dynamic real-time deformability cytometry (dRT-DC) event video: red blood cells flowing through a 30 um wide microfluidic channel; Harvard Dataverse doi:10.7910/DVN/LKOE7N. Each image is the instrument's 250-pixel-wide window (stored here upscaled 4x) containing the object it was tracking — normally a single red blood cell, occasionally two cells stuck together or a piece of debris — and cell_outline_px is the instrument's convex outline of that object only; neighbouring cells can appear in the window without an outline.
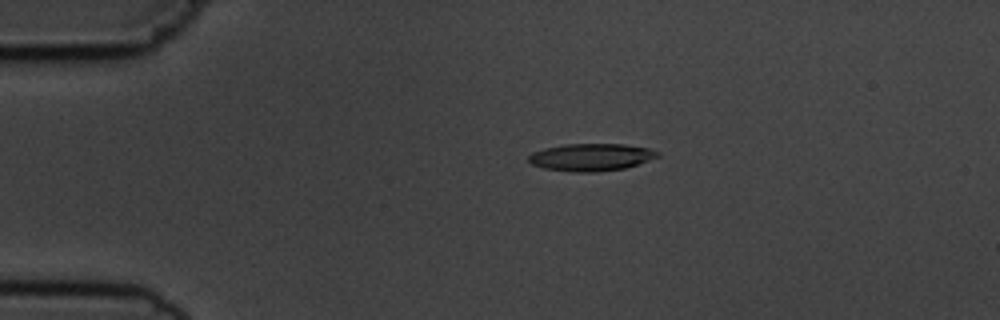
{"species": "common noctule bat (a hibernating species)", "species_latin": "Nyctalus noctula", "temperature_condition": "cold", "stored_images_in_passage": 6, "camera_frame_rate_fps": 3000, "um_per_image_px": 0.085, "animal": {"sex": "male", "body_mass_g": 19.5, "forearm_length_mm": 54.6}, "frame": {"image": 1, "passage_image": 3, "time_ms": 2.667, "image_size_px": [1000, 320], "cell_outline_px": [[660, 156], [624, 168], [596, 172], [576, 172], [544, 168], [532, 164], [528, 160], [528, 156], [532, 152], [544, 148], [564, 144], [624, 144], [648, 148], [660, 152]], "centroid_in_image_um": [50.23, 13.35], "position_along_channel_um": 34.8, "area_um2": 20.46}}
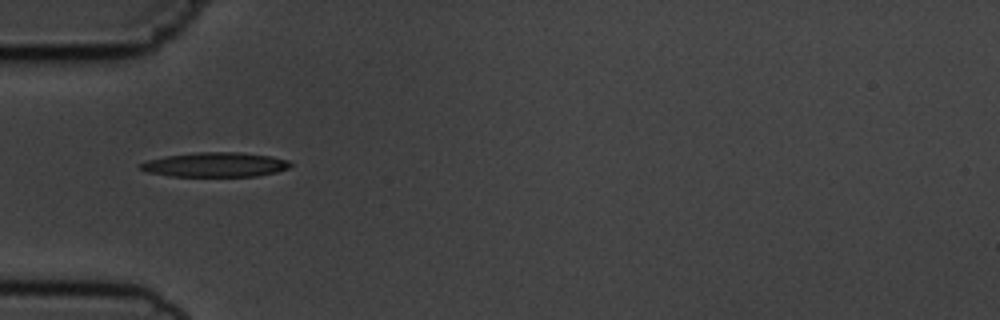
{"frame": {"image": 2, "passage_image": 5, "time_ms": 4.667, "image_size_px": [1000, 320], "cell_outline_px": [[292, 164], [288, 168], [276, 172], [256, 176], [168, 176], [148, 172], [140, 168], [140, 164], [148, 160], [164, 156], [196, 152], [240, 152], [268, 156], [288, 160]], "centroid_in_image_um": [18.28, 13.99], "position_along_channel_um": 66.7, "area_um2": 21.33}}
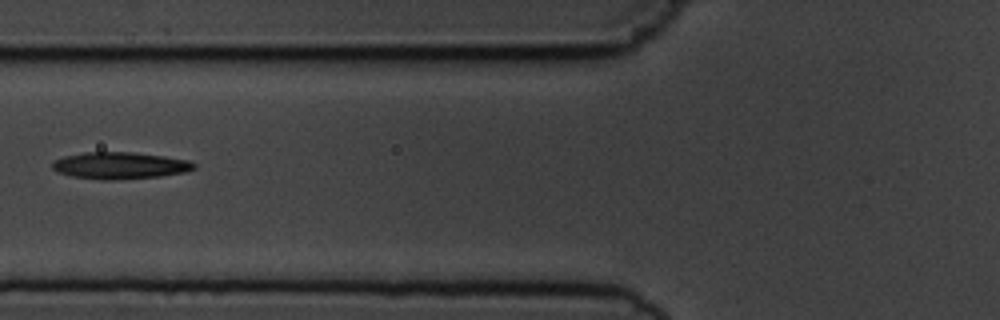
{"frame": {"image": 3, "passage_image": 6, "time_ms": 6.0, "image_size_px": [1000, 320], "cell_outline_px": [[196, 168], [184, 172], [160, 176], [112, 180], [100, 180], [72, 176], [56, 172], [52, 168], [52, 160], [64, 156], [84, 152], [132, 152], [164, 156], [188, 160], [196, 164]], "centroid_in_image_um": [10.15, 14.07], "position_along_channel_um": 115.6, "area_um2": 22.25}}